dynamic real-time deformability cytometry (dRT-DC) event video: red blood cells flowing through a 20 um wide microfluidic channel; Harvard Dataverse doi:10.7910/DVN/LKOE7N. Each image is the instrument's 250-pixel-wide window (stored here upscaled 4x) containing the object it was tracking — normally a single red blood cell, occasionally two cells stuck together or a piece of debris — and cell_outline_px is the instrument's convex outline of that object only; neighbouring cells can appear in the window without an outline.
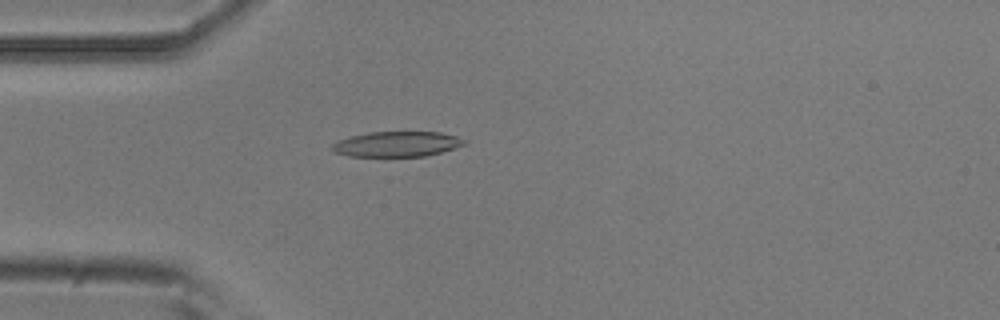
{"species": "common noctule bat (a hibernating species)", "species_latin": "Nyctalus noctula", "temperature_condition": "room temperature", "stored_images_in_passage": 4, "camera_frame_rate_fps": 3000, "um_per_image_px": 0.085, "animal": {"sex": "male", "body_mass_g": 20.5, "forearm_length_mm": 52.5}, "frame": {"image": 1, "passage_image": 4, "time_ms": 1.0, "image_size_px": [1000, 320], "cell_outline_px": [[468, 144], [440, 152], [424, 156], [348, 156], [336, 152], [332, 148], [332, 144], [340, 140], [352, 136], [368, 132], [440, 132], [456, 136], [468, 140]], "centroid_in_image_um": [33.8, 12.24], "position_along_channel_um": 51.2, "area_um2": 19.31}}